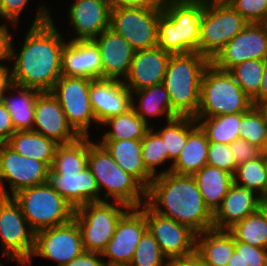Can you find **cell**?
<instances>
[{
	"mask_svg": "<svg viewBox=\"0 0 267 266\" xmlns=\"http://www.w3.org/2000/svg\"><path fill=\"white\" fill-rule=\"evenodd\" d=\"M49 9L38 7L19 54L12 46V83L40 92L51 91L62 76V52L65 41L55 27Z\"/></svg>",
	"mask_w": 267,
	"mask_h": 266,
	"instance_id": "cell-1",
	"label": "cell"
},
{
	"mask_svg": "<svg viewBox=\"0 0 267 266\" xmlns=\"http://www.w3.org/2000/svg\"><path fill=\"white\" fill-rule=\"evenodd\" d=\"M145 202L160 215L190 227L197 234L213 229V213L193 176L171 172L154 176L146 189Z\"/></svg>",
	"mask_w": 267,
	"mask_h": 266,
	"instance_id": "cell-2",
	"label": "cell"
},
{
	"mask_svg": "<svg viewBox=\"0 0 267 266\" xmlns=\"http://www.w3.org/2000/svg\"><path fill=\"white\" fill-rule=\"evenodd\" d=\"M87 165L88 136L58 144L47 182L75 209L90 202L105 201Z\"/></svg>",
	"mask_w": 267,
	"mask_h": 266,
	"instance_id": "cell-3",
	"label": "cell"
},
{
	"mask_svg": "<svg viewBox=\"0 0 267 266\" xmlns=\"http://www.w3.org/2000/svg\"><path fill=\"white\" fill-rule=\"evenodd\" d=\"M204 0H168L159 13L157 47L171 55L199 53Z\"/></svg>",
	"mask_w": 267,
	"mask_h": 266,
	"instance_id": "cell-4",
	"label": "cell"
},
{
	"mask_svg": "<svg viewBox=\"0 0 267 266\" xmlns=\"http://www.w3.org/2000/svg\"><path fill=\"white\" fill-rule=\"evenodd\" d=\"M211 61L198 52L171 55L163 84L172 111L177 116L195 117L200 104L201 79Z\"/></svg>",
	"mask_w": 267,
	"mask_h": 266,
	"instance_id": "cell-5",
	"label": "cell"
},
{
	"mask_svg": "<svg viewBox=\"0 0 267 266\" xmlns=\"http://www.w3.org/2000/svg\"><path fill=\"white\" fill-rule=\"evenodd\" d=\"M88 136V167L90 168L98 188L106 189L104 197L126 204L130 208H138L146 200V189L129 173H126L114 161L107 150L100 144L90 141ZM102 189V190H101Z\"/></svg>",
	"mask_w": 267,
	"mask_h": 266,
	"instance_id": "cell-6",
	"label": "cell"
},
{
	"mask_svg": "<svg viewBox=\"0 0 267 266\" xmlns=\"http://www.w3.org/2000/svg\"><path fill=\"white\" fill-rule=\"evenodd\" d=\"M253 106L252 99L234 77L210 63L201 79L200 104L195 117L245 113Z\"/></svg>",
	"mask_w": 267,
	"mask_h": 266,
	"instance_id": "cell-7",
	"label": "cell"
},
{
	"mask_svg": "<svg viewBox=\"0 0 267 266\" xmlns=\"http://www.w3.org/2000/svg\"><path fill=\"white\" fill-rule=\"evenodd\" d=\"M12 197L20 205L35 233L65 224L74 218L75 208L48 182L22 189Z\"/></svg>",
	"mask_w": 267,
	"mask_h": 266,
	"instance_id": "cell-8",
	"label": "cell"
},
{
	"mask_svg": "<svg viewBox=\"0 0 267 266\" xmlns=\"http://www.w3.org/2000/svg\"><path fill=\"white\" fill-rule=\"evenodd\" d=\"M90 202L75 209L76 220L84 250L102 253L111 240L120 218L130 209L126 204L113 201ZM124 208L121 209V208Z\"/></svg>",
	"mask_w": 267,
	"mask_h": 266,
	"instance_id": "cell-9",
	"label": "cell"
},
{
	"mask_svg": "<svg viewBox=\"0 0 267 266\" xmlns=\"http://www.w3.org/2000/svg\"><path fill=\"white\" fill-rule=\"evenodd\" d=\"M249 22L228 2H206L200 30L199 54L212 61Z\"/></svg>",
	"mask_w": 267,
	"mask_h": 266,
	"instance_id": "cell-10",
	"label": "cell"
},
{
	"mask_svg": "<svg viewBox=\"0 0 267 266\" xmlns=\"http://www.w3.org/2000/svg\"><path fill=\"white\" fill-rule=\"evenodd\" d=\"M0 238L8 260L27 263L31 259L35 232L13 197L0 196Z\"/></svg>",
	"mask_w": 267,
	"mask_h": 266,
	"instance_id": "cell-11",
	"label": "cell"
},
{
	"mask_svg": "<svg viewBox=\"0 0 267 266\" xmlns=\"http://www.w3.org/2000/svg\"><path fill=\"white\" fill-rule=\"evenodd\" d=\"M162 8L112 7L110 28L122 35L135 51L157 46Z\"/></svg>",
	"mask_w": 267,
	"mask_h": 266,
	"instance_id": "cell-12",
	"label": "cell"
},
{
	"mask_svg": "<svg viewBox=\"0 0 267 266\" xmlns=\"http://www.w3.org/2000/svg\"><path fill=\"white\" fill-rule=\"evenodd\" d=\"M91 80L62 75L50 91L60 103L69 124L80 136H89L91 122L97 123L89 99Z\"/></svg>",
	"mask_w": 267,
	"mask_h": 266,
	"instance_id": "cell-13",
	"label": "cell"
},
{
	"mask_svg": "<svg viewBox=\"0 0 267 266\" xmlns=\"http://www.w3.org/2000/svg\"><path fill=\"white\" fill-rule=\"evenodd\" d=\"M50 169L46 163L22 156L0 143V196L12 197L22 189L47 182ZM4 180L12 193L6 190Z\"/></svg>",
	"mask_w": 267,
	"mask_h": 266,
	"instance_id": "cell-14",
	"label": "cell"
},
{
	"mask_svg": "<svg viewBox=\"0 0 267 266\" xmlns=\"http://www.w3.org/2000/svg\"><path fill=\"white\" fill-rule=\"evenodd\" d=\"M84 251L81 233L73 218L65 224L36 232L31 259L18 265L30 266L32 257L39 256L58 262V266H64Z\"/></svg>",
	"mask_w": 267,
	"mask_h": 266,
	"instance_id": "cell-15",
	"label": "cell"
},
{
	"mask_svg": "<svg viewBox=\"0 0 267 266\" xmlns=\"http://www.w3.org/2000/svg\"><path fill=\"white\" fill-rule=\"evenodd\" d=\"M147 229L168 259L188 258L196 253L197 233L190 227L160 215L145 203Z\"/></svg>",
	"mask_w": 267,
	"mask_h": 266,
	"instance_id": "cell-16",
	"label": "cell"
},
{
	"mask_svg": "<svg viewBox=\"0 0 267 266\" xmlns=\"http://www.w3.org/2000/svg\"><path fill=\"white\" fill-rule=\"evenodd\" d=\"M147 230L145 203L138 208H130L118 221L113 237L101 253L106 266H128L137 244Z\"/></svg>",
	"mask_w": 267,
	"mask_h": 266,
	"instance_id": "cell-17",
	"label": "cell"
},
{
	"mask_svg": "<svg viewBox=\"0 0 267 266\" xmlns=\"http://www.w3.org/2000/svg\"><path fill=\"white\" fill-rule=\"evenodd\" d=\"M251 59L267 60V30L263 23H249L231 39L211 63L219 70Z\"/></svg>",
	"mask_w": 267,
	"mask_h": 266,
	"instance_id": "cell-18",
	"label": "cell"
},
{
	"mask_svg": "<svg viewBox=\"0 0 267 266\" xmlns=\"http://www.w3.org/2000/svg\"><path fill=\"white\" fill-rule=\"evenodd\" d=\"M32 130L58 144L69 143L80 137L69 124L60 103L50 91L39 92L36 97Z\"/></svg>",
	"mask_w": 267,
	"mask_h": 266,
	"instance_id": "cell-19",
	"label": "cell"
},
{
	"mask_svg": "<svg viewBox=\"0 0 267 266\" xmlns=\"http://www.w3.org/2000/svg\"><path fill=\"white\" fill-rule=\"evenodd\" d=\"M123 80L92 79L89 99L98 125L132 108V95Z\"/></svg>",
	"mask_w": 267,
	"mask_h": 266,
	"instance_id": "cell-20",
	"label": "cell"
},
{
	"mask_svg": "<svg viewBox=\"0 0 267 266\" xmlns=\"http://www.w3.org/2000/svg\"><path fill=\"white\" fill-rule=\"evenodd\" d=\"M111 3L109 0H75L69 6V21L76 33L69 39L93 40L110 27Z\"/></svg>",
	"mask_w": 267,
	"mask_h": 266,
	"instance_id": "cell-21",
	"label": "cell"
},
{
	"mask_svg": "<svg viewBox=\"0 0 267 266\" xmlns=\"http://www.w3.org/2000/svg\"><path fill=\"white\" fill-rule=\"evenodd\" d=\"M93 41L100 51L102 78L125 79L135 54V50L130 43L110 27Z\"/></svg>",
	"mask_w": 267,
	"mask_h": 266,
	"instance_id": "cell-22",
	"label": "cell"
},
{
	"mask_svg": "<svg viewBox=\"0 0 267 266\" xmlns=\"http://www.w3.org/2000/svg\"><path fill=\"white\" fill-rule=\"evenodd\" d=\"M170 56L171 54L157 46L135 51L123 83L131 92L163 83Z\"/></svg>",
	"mask_w": 267,
	"mask_h": 266,
	"instance_id": "cell-23",
	"label": "cell"
},
{
	"mask_svg": "<svg viewBox=\"0 0 267 266\" xmlns=\"http://www.w3.org/2000/svg\"><path fill=\"white\" fill-rule=\"evenodd\" d=\"M62 75L102 78V60L97 44L93 40L66 42L62 52Z\"/></svg>",
	"mask_w": 267,
	"mask_h": 266,
	"instance_id": "cell-24",
	"label": "cell"
},
{
	"mask_svg": "<svg viewBox=\"0 0 267 266\" xmlns=\"http://www.w3.org/2000/svg\"><path fill=\"white\" fill-rule=\"evenodd\" d=\"M247 187L234 184L213 214V229L228 230L260 208L261 197Z\"/></svg>",
	"mask_w": 267,
	"mask_h": 266,
	"instance_id": "cell-25",
	"label": "cell"
},
{
	"mask_svg": "<svg viewBox=\"0 0 267 266\" xmlns=\"http://www.w3.org/2000/svg\"><path fill=\"white\" fill-rule=\"evenodd\" d=\"M209 141L205 132L197 124L194 117L188 116V137L186 144L176 161L166 170L158 173L171 172L177 175L193 176L203 166L207 165Z\"/></svg>",
	"mask_w": 267,
	"mask_h": 266,
	"instance_id": "cell-26",
	"label": "cell"
},
{
	"mask_svg": "<svg viewBox=\"0 0 267 266\" xmlns=\"http://www.w3.org/2000/svg\"><path fill=\"white\" fill-rule=\"evenodd\" d=\"M99 143L123 171L133 176L145 189L149 187L154 177L143 165L141 140H101Z\"/></svg>",
	"mask_w": 267,
	"mask_h": 266,
	"instance_id": "cell-27",
	"label": "cell"
},
{
	"mask_svg": "<svg viewBox=\"0 0 267 266\" xmlns=\"http://www.w3.org/2000/svg\"><path fill=\"white\" fill-rule=\"evenodd\" d=\"M235 249V239L228 230L210 229L197 234L196 253L206 266H227Z\"/></svg>",
	"mask_w": 267,
	"mask_h": 266,
	"instance_id": "cell-28",
	"label": "cell"
},
{
	"mask_svg": "<svg viewBox=\"0 0 267 266\" xmlns=\"http://www.w3.org/2000/svg\"><path fill=\"white\" fill-rule=\"evenodd\" d=\"M193 177L206 206L214 214L234 183L233 174L217 167L205 165Z\"/></svg>",
	"mask_w": 267,
	"mask_h": 266,
	"instance_id": "cell-29",
	"label": "cell"
},
{
	"mask_svg": "<svg viewBox=\"0 0 267 266\" xmlns=\"http://www.w3.org/2000/svg\"><path fill=\"white\" fill-rule=\"evenodd\" d=\"M132 108L136 114L147 124L151 116L165 117L166 122L178 117L173 111L168 91L163 83L132 91ZM135 93V94H134ZM138 97V105L135 99ZM164 115V116H163Z\"/></svg>",
	"mask_w": 267,
	"mask_h": 266,
	"instance_id": "cell-30",
	"label": "cell"
},
{
	"mask_svg": "<svg viewBox=\"0 0 267 266\" xmlns=\"http://www.w3.org/2000/svg\"><path fill=\"white\" fill-rule=\"evenodd\" d=\"M6 144L18 154L44 162L50 168L58 146L54 140L33 130L15 131Z\"/></svg>",
	"mask_w": 267,
	"mask_h": 266,
	"instance_id": "cell-31",
	"label": "cell"
},
{
	"mask_svg": "<svg viewBox=\"0 0 267 266\" xmlns=\"http://www.w3.org/2000/svg\"><path fill=\"white\" fill-rule=\"evenodd\" d=\"M17 89V90H16ZM18 92L15 97L3 95L2 101L9 111L15 131L32 130L34 122V103L39 90L11 85V91Z\"/></svg>",
	"mask_w": 267,
	"mask_h": 266,
	"instance_id": "cell-32",
	"label": "cell"
},
{
	"mask_svg": "<svg viewBox=\"0 0 267 266\" xmlns=\"http://www.w3.org/2000/svg\"><path fill=\"white\" fill-rule=\"evenodd\" d=\"M101 125L112 128L103 134L102 140H142L151 128L136 114L133 108L108 118Z\"/></svg>",
	"mask_w": 267,
	"mask_h": 266,
	"instance_id": "cell-33",
	"label": "cell"
},
{
	"mask_svg": "<svg viewBox=\"0 0 267 266\" xmlns=\"http://www.w3.org/2000/svg\"><path fill=\"white\" fill-rule=\"evenodd\" d=\"M194 118L205 132L208 141L230 145L233 141L239 139V123L242 119V113Z\"/></svg>",
	"mask_w": 267,
	"mask_h": 266,
	"instance_id": "cell-34",
	"label": "cell"
},
{
	"mask_svg": "<svg viewBox=\"0 0 267 266\" xmlns=\"http://www.w3.org/2000/svg\"><path fill=\"white\" fill-rule=\"evenodd\" d=\"M228 231L235 241L267 249V218L260 208L236 222Z\"/></svg>",
	"mask_w": 267,
	"mask_h": 266,
	"instance_id": "cell-35",
	"label": "cell"
},
{
	"mask_svg": "<svg viewBox=\"0 0 267 266\" xmlns=\"http://www.w3.org/2000/svg\"><path fill=\"white\" fill-rule=\"evenodd\" d=\"M234 184L258 192L261 198L267 197V160L260 155L253 160L237 165L233 175ZM241 181V182H240Z\"/></svg>",
	"mask_w": 267,
	"mask_h": 266,
	"instance_id": "cell-36",
	"label": "cell"
},
{
	"mask_svg": "<svg viewBox=\"0 0 267 266\" xmlns=\"http://www.w3.org/2000/svg\"><path fill=\"white\" fill-rule=\"evenodd\" d=\"M164 128L156 132L164 141L165 162L176 161L184 148L188 137V116H178L170 119Z\"/></svg>",
	"mask_w": 267,
	"mask_h": 266,
	"instance_id": "cell-37",
	"label": "cell"
},
{
	"mask_svg": "<svg viewBox=\"0 0 267 266\" xmlns=\"http://www.w3.org/2000/svg\"><path fill=\"white\" fill-rule=\"evenodd\" d=\"M266 60L251 59L233 66L228 72L253 100L260 91Z\"/></svg>",
	"mask_w": 267,
	"mask_h": 266,
	"instance_id": "cell-38",
	"label": "cell"
},
{
	"mask_svg": "<svg viewBox=\"0 0 267 266\" xmlns=\"http://www.w3.org/2000/svg\"><path fill=\"white\" fill-rule=\"evenodd\" d=\"M267 134V121L254 105L247 112L242 113L239 123V139H243L261 149Z\"/></svg>",
	"mask_w": 267,
	"mask_h": 266,
	"instance_id": "cell-39",
	"label": "cell"
},
{
	"mask_svg": "<svg viewBox=\"0 0 267 266\" xmlns=\"http://www.w3.org/2000/svg\"><path fill=\"white\" fill-rule=\"evenodd\" d=\"M167 260L168 258L162 253L158 242L147 229L137 244L128 266H166Z\"/></svg>",
	"mask_w": 267,
	"mask_h": 266,
	"instance_id": "cell-40",
	"label": "cell"
},
{
	"mask_svg": "<svg viewBox=\"0 0 267 266\" xmlns=\"http://www.w3.org/2000/svg\"><path fill=\"white\" fill-rule=\"evenodd\" d=\"M152 128L148 130L141 140L142 162L146 170L154 177L156 168L165 163V146L163 139Z\"/></svg>",
	"mask_w": 267,
	"mask_h": 266,
	"instance_id": "cell-41",
	"label": "cell"
},
{
	"mask_svg": "<svg viewBox=\"0 0 267 266\" xmlns=\"http://www.w3.org/2000/svg\"><path fill=\"white\" fill-rule=\"evenodd\" d=\"M207 165L217 167L234 175L237 164L229 144L209 141Z\"/></svg>",
	"mask_w": 267,
	"mask_h": 266,
	"instance_id": "cell-42",
	"label": "cell"
},
{
	"mask_svg": "<svg viewBox=\"0 0 267 266\" xmlns=\"http://www.w3.org/2000/svg\"><path fill=\"white\" fill-rule=\"evenodd\" d=\"M228 3L249 23H263L267 19V0H229Z\"/></svg>",
	"mask_w": 267,
	"mask_h": 266,
	"instance_id": "cell-43",
	"label": "cell"
},
{
	"mask_svg": "<svg viewBox=\"0 0 267 266\" xmlns=\"http://www.w3.org/2000/svg\"><path fill=\"white\" fill-rule=\"evenodd\" d=\"M235 251L240 254L245 266H267V249L235 241Z\"/></svg>",
	"mask_w": 267,
	"mask_h": 266,
	"instance_id": "cell-44",
	"label": "cell"
},
{
	"mask_svg": "<svg viewBox=\"0 0 267 266\" xmlns=\"http://www.w3.org/2000/svg\"><path fill=\"white\" fill-rule=\"evenodd\" d=\"M229 146L237 165L249 160H253L261 155L259 147L252 145L243 139H237Z\"/></svg>",
	"mask_w": 267,
	"mask_h": 266,
	"instance_id": "cell-45",
	"label": "cell"
},
{
	"mask_svg": "<svg viewBox=\"0 0 267 266\" xmlns=\"http://www.w3.org/2000/svg\"><path fill=\"white\" fill-rule=\"evenodd\" d=\"M29 0H0V17L17 26L20 14Z\"/></svg>",
	"mask_w": 267,
	"mask_h": 266,
	"instance_id": "cell-46",
	"label": "cell"
},
{
	"mask_svg": "<svg viewBox=\"0 0 267 266\" xmlns=\"http://www.w3.org/2000/svg\"><path fill=\"white\" fill-rule=\"evenodd\" d=\"M14 132L12 117L4 102L0 100V143H6Z\"/></svg>",
	"mask_w": 267,
	"mask_h": 266,
	"instance_id": "cell-47",
	"label": "cell"
},
{
	"mask_svg": "<svg viewBox=\"0 0 267 266\" xmlns=\"http://www.w3.org/2000/svg\"><path fill=\"white\" fill-rule=\"evenodd\" d=\"M111 7L164 8L168 0H109Z\"/></svg>",
	"mask_w": 267,
	"mask_h": 266,
	"instance_id": "cell-48",
	"label": "cell"
},
{
	"mask_svg": "<svg viewBox=\"0 0 267 266\" xmlns=\"http://www.w3.org/2000/svg\"><path fill=\"white\" fill-rule=\"evenodd\" d=\"M101 253L84 251L64 266H106Z\"/></svg>",
	"mask_w": 267,
	"mask_h": 266,
	"instance_id": "cell-49",
	"label": "cell"
},
{
	"mask_svg": "<svg viewBox=\"0 0 267 266\" xmlns=\"http://www.w3.org/2000/svg\"><path fill=\"white\" fill-rule=\"evenodd\" d=\"M0 25V63L12 58V34L8 31V25ZM2 61V62H1Z\"/></svg>",
	"mask_w": 267,
	"mask_h": 266,
	"instance_id": "cell-50",
	"label": "cell"
},
{
	"mask_svg": "<svg viewBox=\"0 0 267 266\" xmlns=\"http://www.w3.org/2000/svg\"><path fill=\"white\" fill-rule=\"evenodd\" d=\"M3 63H0V100L7 91L11 90L12 74L11 68Z\"/></svg>",
	"mask_w": 267,
	"mask_h": 266,
	"instance_id": "cell-51",
	"label": "cell"
},
{
	"mask_svg": "<svg viewBox=\"0 0 267 266\" xmlns=\"http://www.w3.org/2000/svg\"><path fill=\"white\" fill-rule=\"evenodd\" d=\"M267 99V60L265 62V68L261 80V86L259 94L252 100L253 105H257L259 102Z\"/></svg>",
	"mask_w": 267,
	"mask_h": 266,
	"instance_id": "cell-52",
	"label": "cell"
},
{
	"mask_svg": "<svg viewBox=\"0 0 267 266\" xmlns=\"http://www.w3.org/2000/svg\"><path fill=\"white\" fill-rule=\"evenodd\" d=\"M166 266H198V257L194 255L188 258L168 259Z\"/></svg>",
	"mask_w": 267,
	"mask_h": 266,
	"instance_id": "cell-53",
	"label": "cell"
},
{
	"mask_svg": "<svg viewBox=\"0 0 267 266\" xmlns=\"http://www.w3.org/2000/svg\"><path fill=\"white\" fill-rule=\"evenodd\" d=\"M227 266H245V265L240 254H238L237 251L234 250L231 257L228 260Z\"/></svg>",
	"mask_w": 267,
	"mask_h": 266,
	"instance_id": "cell-54",
	"label": "cell"
},
{
	"mask_svg": "<svg viewBox=\"0 0 267 266\" xmlns=\"http://www.w3.org/2000/svg\"><path fill=\"white\" fill-rule=\"evenodd\" d=\"M256 107L263 114L264 119L267 121V99L259 102Z\"/></svg>",
	"mask_w": 267,
	"mask_h": 266,
	"instance_id": "cell-55",
	"label": "cell"
},
{
	"mask_svg": "<svg viewBox=\"0 0 267 266\" xmlns=\"http://www.w3.org/2000/svg\"><path fill=\"white\" fill-rule=\"evenodd\" d=\"M260 209L262 210V212L265 214V216L267 218V197L261 198Z\"/></svg>",
	"mask_w": 267,
	"mask_h": 266,
	"instance_id": "cell-56",
	"label": "cell"
},
{
	"mask_svg": "<svg viewBox=\"0 0 267 266\" xmlns=\"http://www.w3.org/2000/svg\"><path fill=\"white\" fill-rule=\"evenodd\" d=\"M261 155L264 156L265 158H267V134L266 137L264 139L263 145L260 149Z\"/></svg>",
	"mask_w": 267,
	"mask_h": 266,
	"instance_id": "cell-57",
	"label": "cell"
},
{
	"mask_svg": "<svg viewBox=\"0 0 267 266\" xmlns=\"http://www.w3.org/2000/svg\"><path fill=\"white\" fill-rule=\"evenodd\" d=\"M204 1L209 3H226L229 0H204Z\"/></svg>",
	"mask_w": 267,
	"mask_h": 266,
	"instance_id": "cell-58",
	"label": "cell"
},
{
	"mask_svg": "<svg viewBox=\"0 0 267 266\" xmlns=\"http://www.w3.org/2000/svg\"><path fill=\"white\" fill-rule=\"evenodd\" d=\"M263 25L265 26V28L267 30V19L263 22Z\"/></svg>",
	"mask_w": 267,
	"mask_h": 266,
	"instance_id": "cell-59",
	"label": "cell"
}]
</instances>
